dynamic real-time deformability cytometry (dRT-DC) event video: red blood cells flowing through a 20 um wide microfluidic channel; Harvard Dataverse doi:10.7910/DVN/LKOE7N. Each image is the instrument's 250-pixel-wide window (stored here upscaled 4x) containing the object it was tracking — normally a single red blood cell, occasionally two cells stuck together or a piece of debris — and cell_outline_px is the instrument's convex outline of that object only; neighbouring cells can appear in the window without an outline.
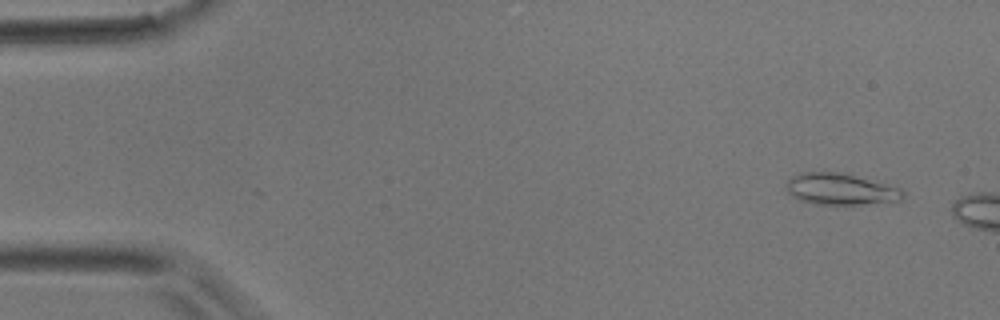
{"species": "common noctule bat (a hibernating species)", "species_latin": "Nyctalus noctula", "temperature_condition": "room temperature", "stored_images_in_passage": 3, "camera_frame_rate_fps": 3000, "um_per_image_px": 0.085, "animal": {"sex": "male", "body_mass_g": 17.9}, "frame": {"image": 1, "passage_image": 1, "time_ms": 0.0, "image_size_px": [1000, 320], "cell_outline_px": [[904, 196], [900, 200], [860, 204], [812, 204], [800, 200], [792, 196], [788, 192], [788, 180], [792, 176], [800, 172], [840, 172], [900, 188], [904, 192]], "centroid_in_image_um": [71.41, 16.08], "position_along_channel_um": 13.6, "area_um2": 20.98}}